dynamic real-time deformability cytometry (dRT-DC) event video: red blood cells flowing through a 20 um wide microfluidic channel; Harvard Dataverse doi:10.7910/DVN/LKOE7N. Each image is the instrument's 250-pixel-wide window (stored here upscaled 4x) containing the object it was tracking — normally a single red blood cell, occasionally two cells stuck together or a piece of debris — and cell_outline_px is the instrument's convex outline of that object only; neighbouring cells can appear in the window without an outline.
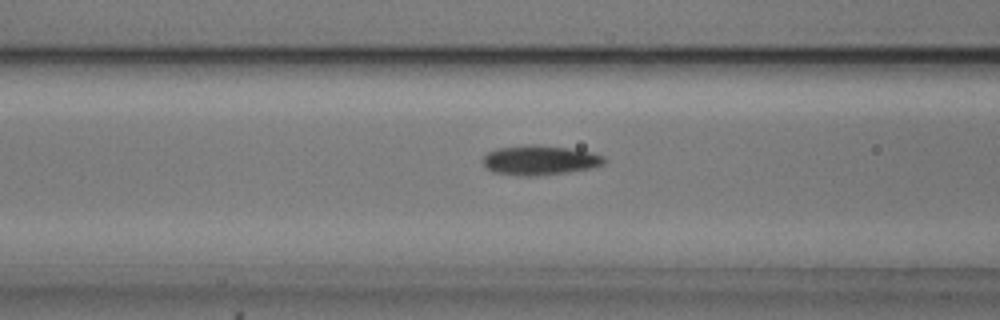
{"species": "common noctule bat (a hibernating species)", "species_latin": "Nyctalus noctula", "temperature_condition": "cold", "stored_images_in_passage": 51, "camera_frame_rate_fps": 3000, "um_per_image_px": 0.085, "animal": {"sex": "male", "body_mass_g": 20.5, "forearm_length_mm": 52.5}, "frame": {"image": 1, "passage_image": 18, "time_ms": 5.667, "image_size_px": [1000, 320], "cell_outline_px": [[608, 160], [604, 164], [592, 168], [568, 172], [536, 176], [520, 176], [492, 172], [484, 168], [484, 156], [488, 152], [496, 148], [528, 144], [532, 144], [568, 148], [592, 152], [604, 156]], "centroid_in_image_um": [45.89, 13.62], "position_along_channel_um": 120.7, "area_um2": 21.21}}
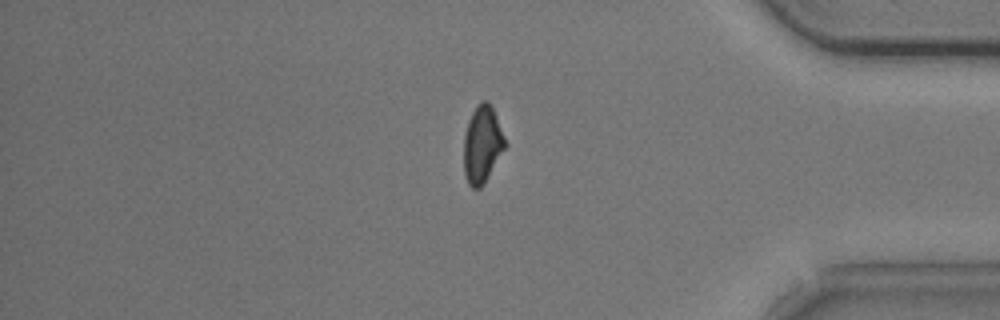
{"frame": {"image": 2, "passage_image": 42, "time_ms": 13.667, "image_size_px": [1000, 320], "cell_outline_px": [[508, 144], [484, 184], [480, 188], [472, 188], [468, 184], [464, 176], [464, 136], [468, 120], [476, 104], [480, 100], [488, 100], [492, 104]], "centroid_in_image_um": [41.01, 12.24], "position_along_channel_um": 394.2, "area_um2": 19.07}}
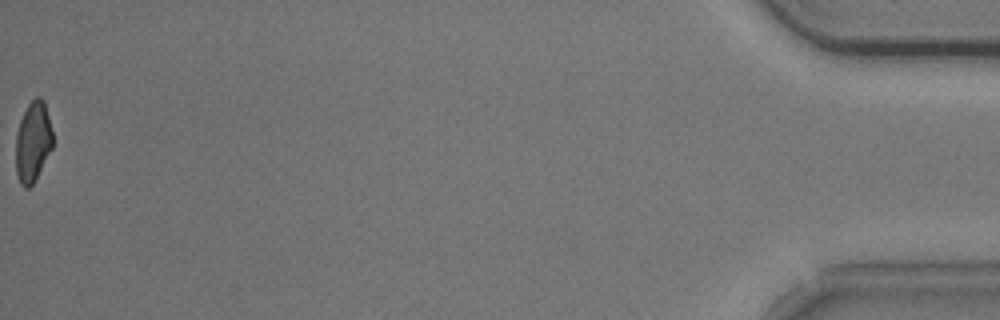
{"frame": {"image": 3, "passage_image": 51, "time_ms": 16.667, "image_size_px": [1000, 320], "cell_outline_px": [[52, 148], [36, 180], [28, 188], [24, 188], [20, 184], [16, 172], [16, 136], [20, 120], [28, 104], [36, 96], [40, 96], [44, 100], [52, 132]], "centroid_in_image_um": [2.79, 12.07], "position_along_channel_um": 432.4, "area_um2": 17.28}, "authors_computed_cell_mechanics": {"area_um2": 19.3052, "velocity_mm_per_s": 3.7478, "shape_relaxation_time_tau1_ms": 2.1921, "shape_relaxation_time_tau2_ms": 7.6521, "deformation_change_tau1": 0.0894, "deformation_change_tau2": 0.1266}}